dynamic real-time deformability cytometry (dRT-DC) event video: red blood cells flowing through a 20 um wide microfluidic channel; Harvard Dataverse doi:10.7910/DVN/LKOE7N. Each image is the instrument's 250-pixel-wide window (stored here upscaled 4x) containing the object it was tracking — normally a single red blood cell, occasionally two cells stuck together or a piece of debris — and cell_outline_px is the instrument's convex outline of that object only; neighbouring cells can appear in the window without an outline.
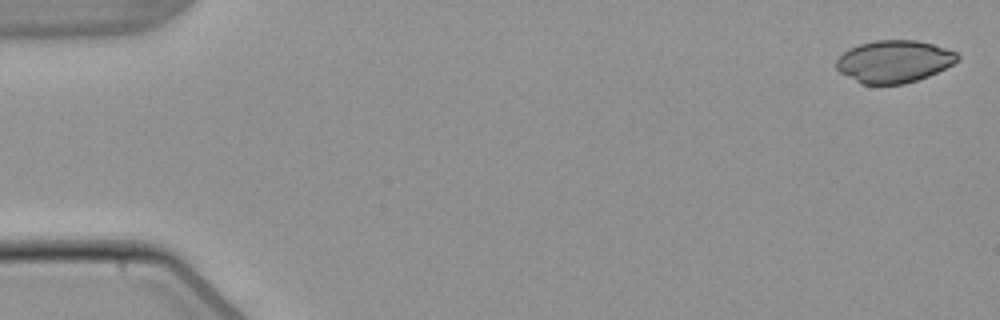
{"species": "common noctule bat (a hibernating species)", "species_latin": "Nyctalus noctula", "temperature_condition": "warm", "stored_images_in_passage": 4, "camera_frame_rate_fps": 3000, "um_per_image_px": 0.085, "animal": {"sex": "male", "body_mass_g": 21.5, "forearm_length_mm": 52.0}, "frame": {"image": 1, "passage_image": 1, "time_ms": 0.0, "image_size_px": [1000, 320], "cell_outline_px": [[960, 56], [952, 64], [928, 76], [904, 84], [860, 84], [840, 72], [836, 68], [836, 60], [848, 48], [860, 44], [876, 40], [916, 40], [932, 44], [956, 52]], "centroid_in_image_um": [75.95, 5.22], "position_along_channel_um": 9.0, "area_um2": 29.65}}